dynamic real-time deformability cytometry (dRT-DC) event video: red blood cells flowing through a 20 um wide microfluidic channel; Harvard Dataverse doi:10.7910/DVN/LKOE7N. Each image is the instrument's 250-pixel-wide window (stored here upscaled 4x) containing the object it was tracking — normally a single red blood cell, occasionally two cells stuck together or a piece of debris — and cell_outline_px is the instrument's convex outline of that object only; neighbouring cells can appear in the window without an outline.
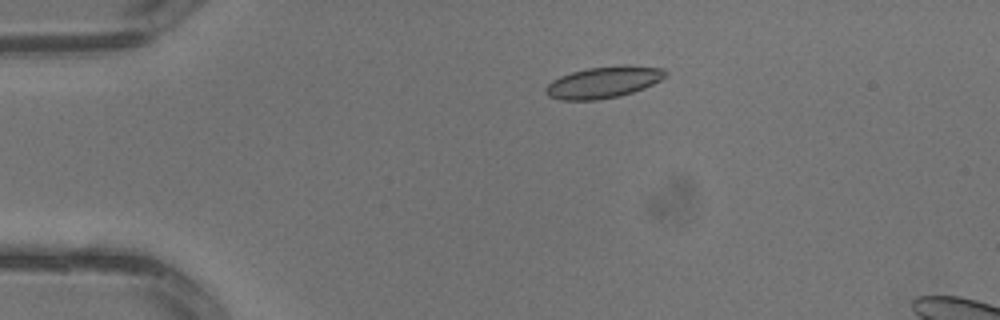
{"species": "common noctule bat (a hibernating species)", "species_latin": "Nyctalus noctula", "temperature_condition": "warm", "stored_images_in_passage": 3, "camera_frame_rate_fps": 3000, "um_per_image_px": 0.085, "animal": {"sex": "male", "body_mass_g": 13.3}, "frame": {"image": 1, "passage_image": 2, "time_ms": 0.333, "image_size_px": [1000, 320], "cell_outline_px": [[668, 76], [644, 88], [620, 96], [596, 100], [560, 100], [548, 96], [544, 92], [544, 88], [552, 80], [560, 76], [572, 72], [588, 68], [620, 64], [628, 64], [664, 68], [668, 72]], "centroid_in_image_um": [51.32, 6.97], "position_along_channel_um": 33.7, "area_um2": 22.37}}